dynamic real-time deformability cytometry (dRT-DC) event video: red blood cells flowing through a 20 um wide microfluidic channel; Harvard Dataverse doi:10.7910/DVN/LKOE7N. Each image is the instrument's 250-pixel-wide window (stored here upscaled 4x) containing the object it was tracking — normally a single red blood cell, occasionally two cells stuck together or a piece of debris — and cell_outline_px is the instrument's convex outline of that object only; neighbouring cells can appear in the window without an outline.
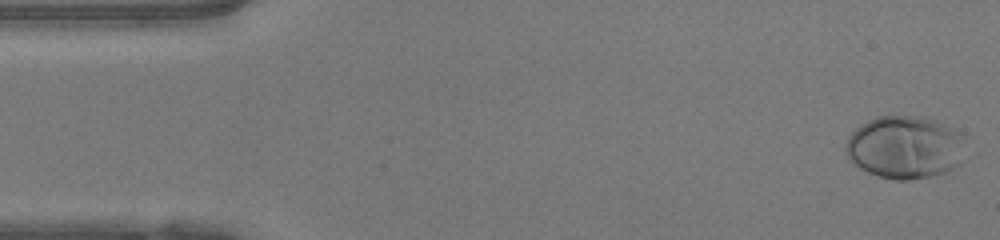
{"species": "human", "species_latin": "Homo sapiens", "temperature_condition": "warm", "stored_images_in_passage": 47, "camera_frame_rate_fps": 3000, "um_per_image_px": 0.085, "donor": {"sex": "female"}, "frame": {"image": 1, "passage_image": 1, "time_ms": 0.0, "image_size_px": [1000, 240], "cell_outline_px": [[964, 136], [960, 164], [944, 172], [932, 176], [908, 180], [896, 180], [880, 176], [868, 172], [852, 164], [844, 152], [844, 144], [848, 136], [860, 124], [876, 116], [924, 116], [936, 120], [956, 128]], "centroid_in_image_um": [76.88, 12.5], "position_along_channel_um": 8.1, "area_um2": 44.33}}
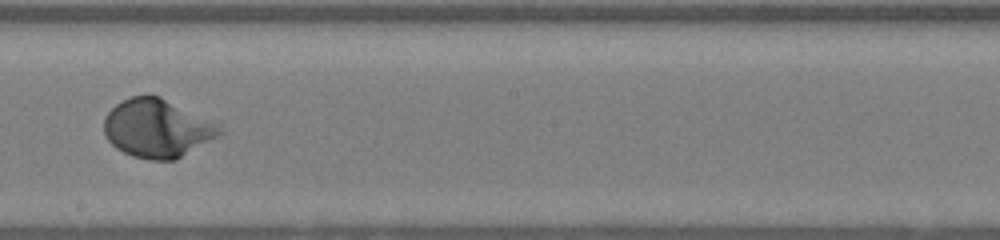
{"frame": {"image": 2, "passage_image": 26, "time_ms": 8.333, "image_size_px": [1000, 240], "cell_outline_px": [[224, 132], [220, 136], [176, 160], [148, 160], [132, 156], [116, 148], [108, 140], [104, 132], [104, 116], [116, 104], [132, 96], [160, 96], [220, 124]], "centroid_in_image_um": [13.39, 10.93], "position_along_channel_um": 234.8, "area_um2": 39.48}}
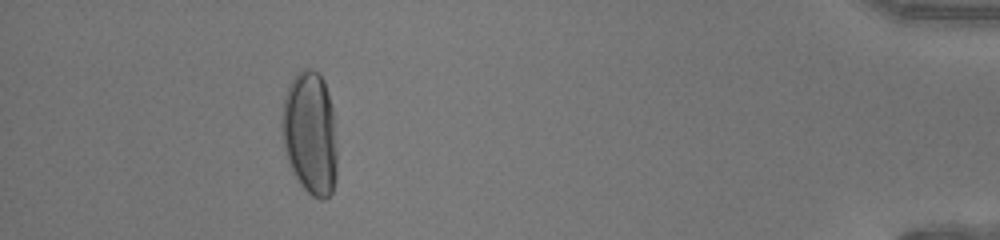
{"frame": {"image": 3, "passage_image": 43, "time_ms": 14.0, "image_size_px": [1000, 240], "cell_outline_px": [[336, 180], [332, 192], [324, 200], [320, 200], [312, 196], [300, 184], [288, 160], [284, 148], [280, 124], [284, 96], [292, 80], [304, 68], [312, 68], [320, 72], [324, 80], [328, 92], [332, 108], [336, 148]], "centroid_in_image_um": [26.36, 11.32], "position_along_channel_um": 408.8, "area_um2": 39.77}, "authors_computed_cell_mechanics": {"area_um2": 38.3792, "velocity_mm_per_s": 4.2105, "shape_relaxation_time_tau1_ms": 2.9714, "shape_relaxation_time_tau2_ms": null, "deformation_change_tau1": 0.2043, "deformation_change_tau2": null}}